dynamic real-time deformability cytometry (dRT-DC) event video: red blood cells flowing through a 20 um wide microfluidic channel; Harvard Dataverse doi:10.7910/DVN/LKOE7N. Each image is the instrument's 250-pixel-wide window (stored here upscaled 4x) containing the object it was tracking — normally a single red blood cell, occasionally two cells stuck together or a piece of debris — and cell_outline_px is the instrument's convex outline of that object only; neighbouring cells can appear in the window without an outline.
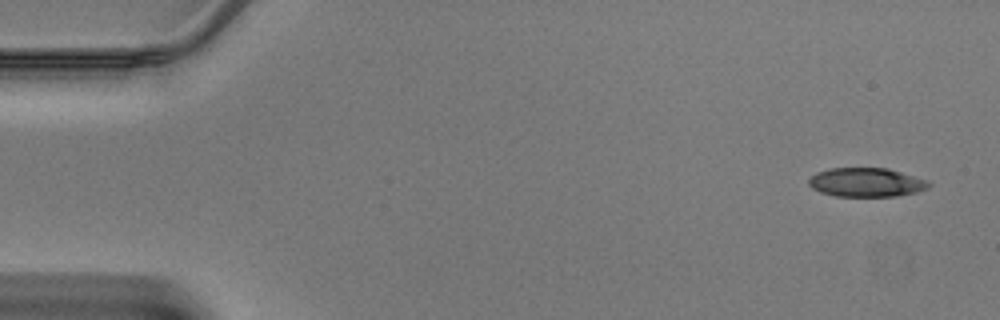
{"species": "Egyptian fruit bat (a non-hibernating species)", "species_latin": "Rousettus aegyptiacus", "temperature_condition": "warm", "stored_images_in_passage": 44, "camera_frame_rate_fps": 3000, "um_per_image_px": 0.085, "animal": {"sex": "male"}, "frame": {"image": 1, "passage_image": 1, "time_ms": 0.0, "image_size_px": [1000, 320], "cell_outline_px": [[932, 184], [928, 188], [916, 192], [896, 196], [836, 196], [820, 192], [812, 188], [808, 184], [808, 180], [816, 172], [832, 168], [888, 168], [928, 180]], "centroid_in_image_um": [73.64, 15.5], "position_along_channel_um": 11.4, "area_um2": 20.29}}
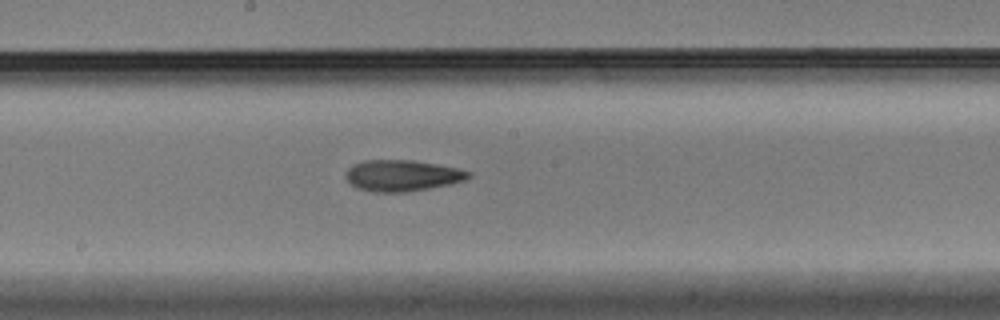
{"frame": {"image": 2, "passage_image": 23, "time_ms": 7.333, "image_size_px": [1000, 320], "cell_outline_px": [[472, 176], [464, 180], [452, 184], [404, 192], [372, 192], [360, 188], [352, 184], [344, 176], [348, 168], [352, 164], [364, 160], [412, 160], [436, 164], [456, 168], [472, 172]], "centroid_in_image_um": [34.19, 14.91], "position_along_channel_um": 214.0, "area_um2": 22.25}}
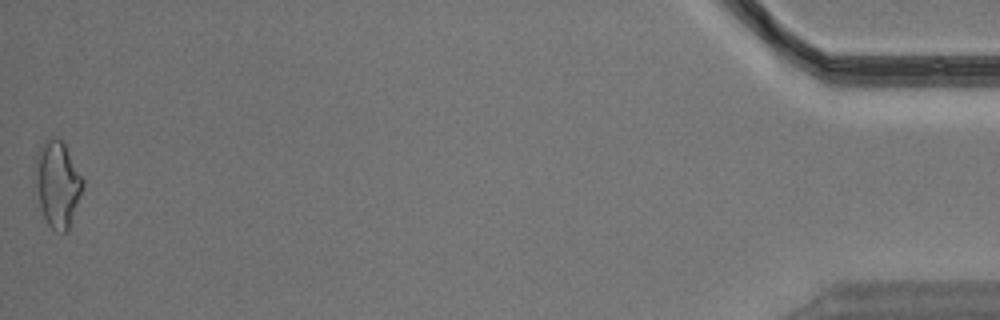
{"frame": {"image": 3, "passage_image": 44, "time_ms": 14.333, "image_size_px": [1000, 320], "cell_outline_px": [[84, 184], [68, 232], [56, 232], [48, 224], [32, 192], [32, 168], [36, 152], [48, 140], [60, 140], [64, 144], [84, 180]], "centroid_in_image_um": [4.8, 15.69], "position_along_channel_um": 430.4, "area_um2": 24.45}}